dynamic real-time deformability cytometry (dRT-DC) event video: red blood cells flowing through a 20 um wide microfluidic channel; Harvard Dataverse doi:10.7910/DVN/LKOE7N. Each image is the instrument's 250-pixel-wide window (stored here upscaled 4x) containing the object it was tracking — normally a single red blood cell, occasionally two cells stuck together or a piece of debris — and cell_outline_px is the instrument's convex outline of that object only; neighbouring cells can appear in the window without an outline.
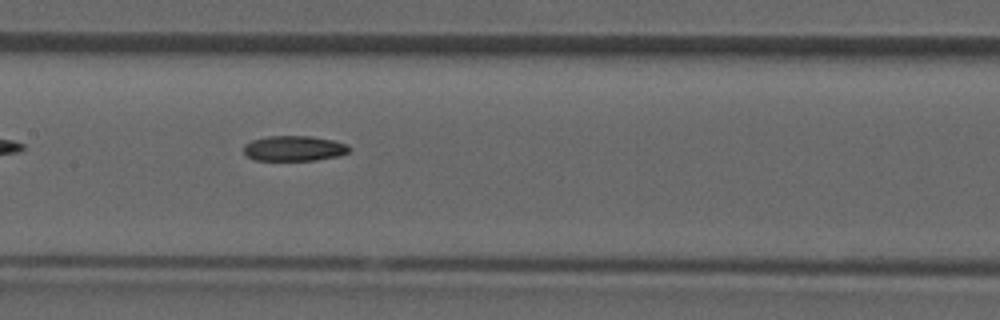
{"species": "common noctule bat (a hibernating species)", "species_latin": "Nyctalus noctula", "temperature_condition": "room temperature", "stored_images_in_passage": 27, "camera_frame_rate_fps": 3000, "um_per_image_px": 0.085, "animal": {"sex": "male", "forearm_length_mm": 52.5}, "frame": {"image": 1, "passage_image": 8, "time_ms": 2.333, "image_size_px": [1000, 320], "cell_outline_px": [[352, 148], [348, 152], [340, 156], [316, 160], [256, 160], [248, 156], [244, 152], [244, 144], [252, 140], [268, 136], [312, 136], [332, 140], [348, 144]], "centroid_in_image_um": [25.03, 12.61], "position_along_channel_um": 182.4, "area_um2": 15.61}}